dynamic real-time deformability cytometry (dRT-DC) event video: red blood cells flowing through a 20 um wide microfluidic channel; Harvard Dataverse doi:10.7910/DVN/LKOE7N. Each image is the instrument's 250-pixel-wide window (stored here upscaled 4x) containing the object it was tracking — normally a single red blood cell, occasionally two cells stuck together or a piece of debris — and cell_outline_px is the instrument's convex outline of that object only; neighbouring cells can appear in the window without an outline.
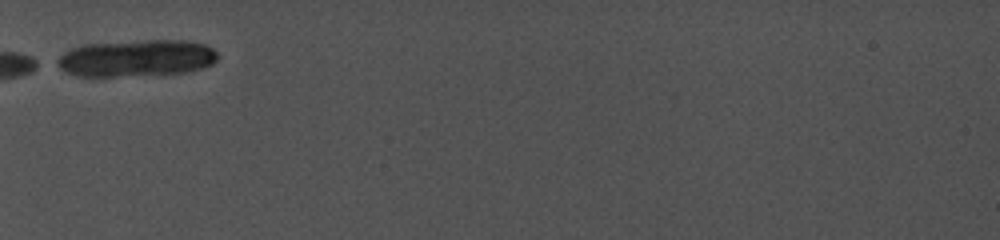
{"species": "common noctule bat (a hibernating species)", "species_latin": "Nyctalus noctula", "temperature_condition": "cold", "stored_images_in_passage": 5, "camera_frame_rate_fps": 5000, "um_per_image_px": 0.085, "animal": {"sex": "female", "body_mass_g": 19.0, "forearm_length_mm": 56.7}, "frame": {"image": 1, "passage_image": 1, "time_ms": 0.0, "image_size_px": [1000, 240], "cell_outline_px": [[216, 60], [212, 64], [188, 72], [116, 76], [76, 76], [64, 72], [52, 64], [52, 60], [64, 52], [72, 48], [84, 44], [144, 40], [184, 40], [204, 44], [212, 48], [216, 52]], "centroid_in_image_um": [11.49, 4.94], "position_along_channel_um": 73.5, "area_um2": 34.68}}